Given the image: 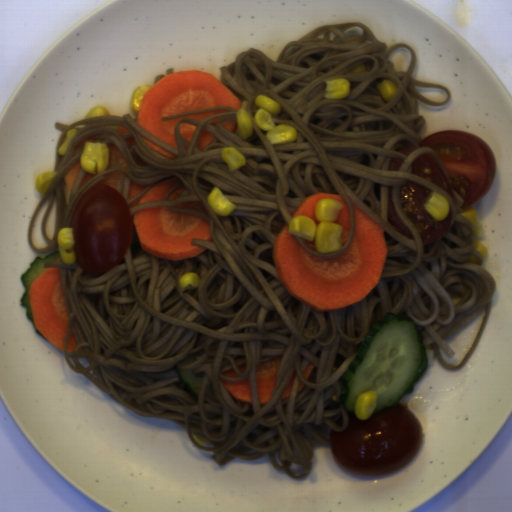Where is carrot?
Listing matches in <instances>:
<instances>
[{
    "instance_id": "8",
    "label": "carrot",
    "mask_w": 512,
    "mask_h": 512,
    "mask_svg": "<svg viewBox=\"0 0 512 512\" xmlns=\"http://www.w3.org/2000/svg\"><path fill=\"white\" fill-rule=\"evenodd\" d=\"M219 379L225 390L234 398L247 404H253L249 376L238 382H228L223 378Z\"/></svg>"
},
{
    "instance_id": "7",
    "label": "carrot",
    "mask_w": 512,
    "mask_h": 512,
    "mask_svg": "<svg viewBox=\"0 0 512 512\" xmlns=\"http://www.w3.org/2000/svg\"><path fill=\"white\" fill-rule=\"evenodd\" d=\"M179 177L171 178L168 180H164L162 182L157 183L140 196H138L133 202H131L128 208H133L135 206L148 203L151 201H163L164 196L171 189V187L176 183Z\"/></svg>"
},
{
    "instance_id": "14",
    "label": "carrot",
    "mask_w": 512,
    "mask_h": 512,
    "mask_svg": "<svg viewBox=\"0 0 512 512\" xmlns=\"http://www.w3.org/2000/svg\"><path fill=\"white\" fill-rule=\"evenodd\" d=\"M213 139L214 135L208 130L200 133L198 138V146L200 151L204 152V150L212 143Z\"/></svg>"
},
{
    "instance_id": "20",
    "label": "carrot",
    "mask_w": 512,
    "mask_h": 512,
    "mask_svg": "<svg viewBox=\"0 0 512 512\" xmlns=\"http://www.w3.org/2000/svg\"><path fill=\"white\" fill-rule=\"evenodd\" d=\"M301 240H302V242H303L305 247L309 248L312 251H317L318 252L317 246H316L315 237H314L313 240H308V239H304V238H301Z\"/></svg>"
},
{
    "instance_id": "21",
    "label": "carrot",
    "mask_w": 512,
    "mask_h": 512,
    "mask_svg": "<svg viewBox=\"0 0 512 512\" xmlns=\"http://www.w3.org/2000/svg\"><path fill=\"white\" fill-rule=\"evenodd\" d=\"M221 125L224 126L226 129H228L233 134L238 130L237 122L227 121V122L221 123Z\"/></svg>"
},
{
    "instance_id": "12",
    "label": "carrot",
    "mask_w": 512,
    "mask_h": 512,
    "mask_svg": "<svg viewBox=\"0 0 512 512\" xmlns=\"http://www.w3.org/2000/svg\"><path fill=\"white\" fill-rule=\"evenodd\" d=\"M125 178L124 170H115L106 174L104 179L97 184H108L116 190L117 180H125Z\"/></svg>"
},
{
    "instance_id": "16",
    "label": "carrot",
    "mask_w": 512,
    "mask_h": 512,
    "mask_svg": "<svg viewBox=\"0 0 512 512\" xmlns=\"http://www.w3.org/2000/svg\"><path fill=\"white\" fill-rule=\"evenodd\" d=\"M296 374H297V370H296V367L287 383V385L285 386L284 390L282 391L280 397L281 399H287L293 389V385H294V382H295V378H296Z\"/></svg>"
},
{
    "instance_id": "3",
    "label": "carrot",
    "mask_w": 512,
    "mask_h": 512,
    "mask_svg": "<svg viewBox=\"0 0 512 512\" xmlns=\"http://www.w3.org/2000/svg\"><path fill=\"white\" fill-rule=\"evenodd\" d=\"M132 222L142 251L167 261L197 257L206 250L192 239L213 241L209 222L164 205L135 212Z\"/></svg>"
},
{
    "instance_id": "26",
    "label": "carrot",
    "mask_w": 512,
    "mask_h": 512,
    "mask_svg": "<svg viewBox=\"0 0 512 512\" xmlns=\"http://www.w3.org/2000/svg\"><path fill=\"white\" fill-rule=\"evenodd\" d=\"M119 135L120 134H124V133H129V130L126 128V127H123V126H120L119 125V130L117 132Z\"/></svg>"
},
{
    "instance_id": "17",
    "label": "carrot",
    "mask_w": 512,
    "mask_h": 512,
    "mask_svg": "<svg viewBox=\"0 0 512 512\" xmlns=\"http://www.w3.org/2000/svg\"><path fill=\"white\" fill-rule=\"evenodd\" d=\"M78 342L76 340V337L74 335L73 330L70 332L67 340H66V350L67 352H72L75 350V348L78 346Z\"/></svg>"
},
{
    "instance_id": "2",
    "label": "carrot",
    "mask_w": 512,
    "mask_h": 512,
    "mask_svg": "<svg viewBox=\"0 0 512 512\" xmlns=\"http://www.w3.org/2000/svg\"><path fill=\"white\" fill-rule=\"evenodd\" d=\"M219 106H228L238 112L243 105L212 73L191 69L178 71L149 88L138 107L136 122L150 134L178 149L176 126L179 119L202 121L229 111H202L166 121L160 118Z\"/></svg>"
},
{
    "instance_id": "1",
    "label": "carrot",
    "mask_w": 512,
    "mask_h": 512,
    "mask_svg": "<svg viewBox=\"0 0 512 512\" xmlns=\"http://www.w3.org/2000/svg\"><path fill=\"white\" fill-rule=\"evenodd\" d=\"M355 228L350 244L334 258L305 250L290 223L274 240L273 259L278 280L304 305L316 310H338L362 301L378 285L386 265L387 243L382 225L353 200Z\"/></svg>"
},
{
    "instance_id": "19",
    "label": "carrot",
    "mask_w": 512,
    "mask_h": 512,
    "mask_svg": "<svg viewBox=\"0 0 512 512\" xmlns=\"http://www.w3.org/2000/svg\"><path fill=\"white\" fill-rule=\"evenodd\" d=\"M186 188L183 186V187H178L177 189L173 190L167 197L166 200H173V199H177L181 196V194L184 192Z\"/></svg>"
},
{
    "instance_id": "13",
    "label": "carrot",
    "mask_w": 512,
    "mask_h": 512,
    "mask_svg": "<svg viewBox=\"0 0 512 512\" xmlns=\"http://www.w3.org/2000/svg\"><path fill=\"white\" fill-rule=\"evenodd\" d=\"M195 130H196V125H193L188 122H183V123H180V125H179L180 137L182 139H185L189 143L194 135Z\"/></svg>"
},
{
    "instance_id": "27",
    "label": "carrot",
    "mask_w": 512,
    "mask_h": 512,
    "mask_svg": "<svg viewBox=\"0 0 512 512\" xmlns=\"http://www.w3.org/2000/svg\"><path fill=\"white\" fill-rule=\"evenodd\" d=\"M246 367H247V366L239 365V366H238V370H239V372H240V373H244V372H245V370H246Z\"/></svg>"
},
{
    "instance_id": "28",
    "label": "carrot",
    "mask_w": 512,
    "mask_h": 512,
    "mask_svg": "<svg viewBox=\"0 0 512 512\" xmlns=\"http://www.w3.org/2000/svg\"><path fill=\"white\" fill-rule=\"evenodd\" d=\"M304 385H305V383L300 379V385L298 387L297 392H301V390L303 389Z\"/></svg>"
},
{
    "instance_id": "11",
    "label": "carrot",
    "mask_w": 512,
    "mask_h": 512,
    "mask_svg": "<svg viewBox=\"0 0 512 512\" xmlns=\"http://www.w3.org/2000/svg\"><path fill=\"white\" fill-rule=\"evenodd\" d=\"M140 138L142 140V142L148 147L150 148L151 150H153L154 152L162 155L163 157L167 158V159H176L178 158V155H175L173 153H171L170 151H168L167 149H165L164 147L158 145L157 143L151 141L150 139H148L147 137H145L144 135H142L140 133Z\"/></svg>"
},
{
    "instance_id": "9",
    "label": "carrot",
    "mask_w": 512,
    "mask_h": 512,
    "mask_svg": "<svg viewBox=\"0 0 512 512\" xmlns=\"http://www.w3.org/2000/svg\"><path fill=\"white\" fill-rule=\"evenodd\" d=\"M82 158L68 171L63 175V180L65 182L64 186V194H65V202L68 206L71 192L76 184L77 178L79 176Z\"/></svg>"
},
{
    "instance_id": "24",
    "label": "carrot",
    "mask_w": 512,
    "mask_h": 512,
    "mask_svg": "<svg viewBox=\"0 0 512 512\" xmlns=\"http://www.w3.org/2000/svg\"><path fill=\"white\" fill-rule=\"evenodd\" d=\"M222 375H224L225 377H229V378H237V377H240V375H238L234 369H229L223 373H221Z\"/></svg>"
},
{
    "instance_id": "6",
    "label": "carrot",
    "mask_w": 512,
    "mask_h": 512,
    "mask_svg": "<svg viewBox=\"0 0 512 512\" xmlns=\"http://www.w3.org/2000/svg\"><path fill=\"white\" fill-rule=\"evenodd\" d=\"M282 355L276 356L266 362L257 364L255 371L257 398L259 405H267L272 399Z\"/></svg>"
},
{
    "instance_id": "10",
    "label": "carrot",
    "mask_w": 512,
    "mask_h": 512,
    "mask_svg": "<svg viewBox=\"0 0 512 512\" xmlns=\"http://www.w3.org/2000/svg\"><path fill=\"white\" fill-rule=\"evenodd\" d=\"M109 147V161L106 170L111 169H126L127 162L122 155L121 151L111 143H106Z\"/></svg>"
},
{
    "instance_id": "4",
    "label": "carrot",
    "mask_w": 512,
    "mask_h": 512,
    "mask_svg": "<svg viewBox=\"0 0 512 512\" xmlns=\"http://www.w3.org/2000/svg\"><path fill=\"white\" fill-rule=\"evenodd\" d=\"M33 325L51 344L65 352L70 312L62 287L60 267H48L29 289Z\"/></svg>"
},
{
    "instance_id": "23",
    "label": "carrot",
    "mask_w": 512,
    "mask_h": 512,
    "mask_svg": "<svg viewBox=\"0 0 512 512\" xmlns=\"http://www.w3.org/2000/svg\"><path fill=\"white\" fill-rule=\"evenodd\" d=\"M314 367H315L314 363H312L310 361L309 364L306 366L305 370L303 371L302 375H303V377L305 378L306 381L309 378V376H310L311 372L313 371Z\"/></svg>"
},
{
    "instance_id": "22",
    "label": "carrot",
    "mask_w": 512,
    "mask_h": 512,
    "mask_svg": "<svg viewBox=\"0 0 512 512\" xmlns=\"http://www.w3.org/2000/svg\"><path fill=\"white\" fill-rule=\"evenodd\" d=\"M96 175H97V174H91V173H89V172L85 171V174H84V176H83V178H82V180H81V182H80V184H79L78 189H79V188H81V187H83V186H85V185H86V184H87V183H88V182H89L93 177H95Z\"/></svg>"
},
{
    "instance_id": "18",
    "label": "carrot",
    "mask_w": 512,
    "mask_h": 512,
    "mask_svg": "<svg viewBox=\"0 0 512 512\" xmlns=\"http://www.w3.org/2000/svg\"><path fill=\"white\" fill-rule=\"evenodd\" d=\"M177 207H183V208H188V209H193V210H198V211H202V212H206V209L203 205V203H199V202H194V203H182V204H179V205H175Z\"/></svg>"
},
{
    "instance_id": "15",
    "label": "carrot",
    "mask_w": 512,
    "mask_h": 512,
    "mask_svg": "<svg viewBox=\"0 0 512 512\" xmlns=\"http://www.w3.org/2000/svg\"><path fill=\"white\" fill-rule=\"evenodd\" d=\"M147 186H149V185L137 184L131 180L129 183V189H128V193H127L128 199H131V198L137 196Z\"/></svg>"
},
{
    "instance_id": "5",
    "label": "carrot",
    "mask_w": 512,
    "mask_h": 512,
    "mask_svg": "<svg viewBox=\"0 0 512 512\" xmlns=\"http://www.w3.org/2000/svg\"><path fill=\"white\" fill-rule=\"evenodd\" d=\"M324 198L336 199L342 205V207L339 209L337 213L336 220L332 221L336 224L341 225L340 238L342 248L344 247L345 243L350 237L351 214L349 206L347 205L346 201L343 199L341 195H337L334 193L315 192L299 203L297 208L294 210L291 218L293 219L296 216L309 217L317 227L321 222L317 220L315 210L317 204Z\"/></svg>"
},
{
    "instance_id": "25",
    "label": "carrot",
    "mask_w": 512,
    "mask_h": 512,
    "mask_svg": "<svg viewBox=\"0 0 512 512\" xmlns=\"http://www.w3.org/2000/svg\"><path fill=\"white\" fill-rule=\"evenodd\" d=\"M98 139L87 137L80 141L75 148H79L80 146H85L86 142H97Z\"/></svg>"
}]
</instances>
